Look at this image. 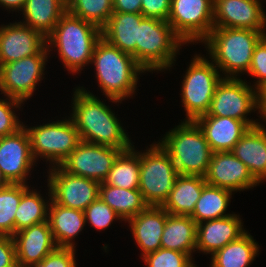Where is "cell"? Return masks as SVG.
<instances>
[{
  "mask_svg": "<svg viewBox=\"0 0 266 267\" xmlns=\"http://www.w3.org/2000/svg\"><path fill=\"white\" fill-rule=\"evenodd\" d=\"M122 151L124 150L81 141L60 166L71 174L102 183Z\"/></svg>",
  "mask_w": 266,
  "mask_h": 267,
  "instance_id": "5bb4252c",
  "label": "cell"
},
{
  "mask_svg": "<svg viewBox=\"0 0 266 267\" xmlns=\"http://www.w3.org/2000/svg\"><path fill=\"white\" fill-rule=\"evenodd\" d=\"M90 64H94L102 95L116 104L132 97L139 75L147 73L132 55L119 50L103 37L96 43Z\"/></svg>",
  "mask_w": 266,
  "mask_h": 267,
  "instance_id": "7a4b0ae2",
  "label": "cell"
},
{
  "mask_svg": "<svg viewBox=\"0 0 266 267\" xmlns=\"http://www.w3.org/2000/svg\"><path fill=\"white\" fill-rule=\"evenodd\" d=\"M28 188L29 184H10L0 188V235L15 234V213L22 194Z\"/></svg>",
  "mask_w": 266,
  "mask_h": 267,
  "instance_id": "e575fe53",
  "label": "cell"
},
{
  "mask_svg": "<svg viewBox=\"0 0 266 267\" xmlns=\"http://www.w3.org/2000/svg\"><path fill=\"white\" fill-rule=\"evenodd\" d=\"M262 0H214V28L266 31Z\"/></svg>",
  "mask_w": 266,
  "mask_h": 267,
  "instance_id": "2e32d148",
  "label": "cell"
},
{
  "mask_svg": "<svg viewBox=\"0 0 266 267\" xmlns=\"http://www.w3.org/2000/svg\"><path fill=\"white\" fill-rule=\"evenodd\" d=\"M30 138L23 126L16 133L0 137V170L10 184H26L36 166Z\"/></svg>",
  "mask_w": 266,
  "mask_h": 267,
  "instance_id": "9a60e30c",
  "label": "cell"
},
{
  "mask_svg": "<svg viewBox=\"0 0 266 267\" xmlns=\"http://www.w3.org/2000/svg\"><path fill=\"white\" fill-rule=\"evenodd\" d=\"M140 152L139 191L148 206H162L175 186V165L163 147L155 142Z\"/></svg>",
  "mask_w": 266,
  "mask_h": 267,
  "instance_id": "ba28073f",
  "label": "cell"
},
{
  "mask_svg": "<svg viewBox=\"0 0 266 267\" xmlns=\"http://www.w3.org/2000/svg\"><path fill=\"white\" fill-rule=\"evenodd\" d=\"M206 184L203 176L178 174L174 188L161 207L171 215L190 216Z\"/></svg>",
  "mask_w": 266,
  "mask_h": 267,
  "instance_id": "484cf974",
  "label": "cell"
},
{
  "mask_svg": "<svg viewBox=\"0 0 266 267\" xmlns=\"http://www.w3.org/2000/svg\"><path fill=\"white\" fill-rule=\"evenodd\" d=\"M213 6L214 0H171L167 22L185 44L202 43L214 28Z\"/></svg>",
  "mask_w": 266,
  "mask_h": 267,
  "instance_id": "8fae6325",
  "label": "cell"
},
{
  "mask_svg": "<svg viewBox=\"0 0 266 267\" xmlns=\"http://www.w3.org/2000/svg\"><path fill=\"white\" fill-rule=\"evenodd\" d=\"M72 119L81 141L128 150L133 146L114 111L83 86L72 97Z\"/></svg>",
  "mask_w": 266,
  "mask_h": 267,
  "instance_id": "6da1fadb",
  "label": "cell"
},
{
  "mask_svg": "<svg viewBox=\"0 0 266 267\" xmlns=\"http://www.w3.org/2000/svg\"><path fill=\"white\" fill-rule=\"evenodd\" d=\"M259 245L246 231L211 255L209 267H249L259 252Z\"/></svg>",
  "mask_w": 266,
  "mask_h": 267,
  "instance_id": "f1b7e54d",
  "label": "cell"
},
{
  "mask_svg": "<svg viewBox=\"0 0 266 267\" xmlns=\"http://www.w3.org/2000/svg\"><path fill=\"white\" fill-rule=\"evenodd\" d=\"M26 0H0V6L8 11H21L25 5Z\"/></svg>",
  "mask_w": 266,
  "mask_h": 267,
  "instance_id": "f6af8a7d",
  "label": "cell"
},
{
  "mask_svg": "<svg viewBox=\"0 0 266 267\" xmlns=\"http://www.w3.org/2000/svg\"><path fill=\"white\" fill-rule=\"evenodd\" d=\"M258 109L257 90L241 78H223L215 89L211 106L203 116L230 117L246 122L250 127L260 124L247 115Z\"/></svg>",
  "mask_w": 266,
  "mask_h": 267,
  "instance_id": "30bf717a",
  "label": "cell"
},
{
  "mask_svg": "<svg viewBox=\"0 0 266 267\" xmlns=\"http://www.w3.org/2000/svg\"><path fill=\"white\" fill-rule=\"evenodd\" d=\"M143 262L147 267H195L194 258L175 250L159 248L155 252L145 255Z\"/></svg>",
  "mask_w": 266,
  "mask_h": 267,
  "instance_id": "d590c367",
  "label": "cell"
},
{
  "mask_svg": "<svg viewBox=\"0 0 266 267\" xmlns=\"http://www.w3.org/2000/svg\"><path fill=\"white\" fill-rule=\"evenodd\" d=\"M46 47V37L22 22L0 25V65L38 55Z\"/></svg>",
  "mask_w": 266,
  "mask_h": 267,
  "instance_id": "e0dca14e",
  "label": "cell"
},
{
  "mask_svg": "<svg viewBox=\"0 0 266 267\" xmlns=\"http://www.w3.org/2000/svg\"><path fill=\"white\" fill-rule=\"evenodd\" d=\"M99 197L125 222L148 206L139 189H125L100 183Z\"/></svg>",
  "mask_w": 266,
  "mask_h": 267,
  "instance_id": "f546056e",
  "label": "cell"
},
{
  "mask_svg": "<svg viewBox=\"0 0 266 267\" xmlns=\"http://www.w3.org/2000/svg\"><path fill=\"white\" fill-rule=\"evenodd\" d=\"M74 248L57 247L35 267H76Z\"/></svg>",
  "mask_w": 266,
  "mask_h": 267,
  "instance_id": "ab89813d",
  "label": "cell"
},
{
  "mask_svg": "<svg viewBox=\"0 0 266 267\" xmlns=\"http://www.w3.org/2000/svg\"><path fill=\"white\" fill-rule=\"evenodd\" d=\"M21 12L20 22L47 37L67 12V0H26Z\"/></svg>",
  "mask_w": 266,
  "mask_h": 267,
  "instance_id": "4316f807",
  "label": "cell"
},
{
  "mask_svg": "<svg viewBox=\"0 0 266 267\" xmlns=\"http://www.w3.org/2000/svg\"><path fill=\"white\" fill-rule=\"evenodd\" d=\"M142 0H113V13L141 14Z\"/></svg>",
  "mask_w": 266,
  "mask_h": 267,
  "instance_id": "7bdbcfd3",
  "label": "cell"
},
{
  "mask_svg": "<svg viewBox=\"0 0 266 267\" xmlns=\"http://www.w3.org/2000/svg\"><path fill=\"white\" fill-rule=\"evenodd\" d=\"M47 47L38 55L0 65V91L5 96L22 102L33 96L36 85L45 77L49 55Z\"/></svg>",
  "mask_w": 266,
  "mask_h": 267,
  "instance_id": "7c38bea8",
  "label": "cell"
},
{
  "mask_svg": "<svg viewBox=\"0 0 266 267\" xmlns=\"http://www.w3.org/2000/svg\"><path fill=\"white\" fill-rule=\"evenodd\" d=\"M167 211L161 206H147L127 222L141 256L161 248V237L166 224Z\"/></svg>",
  "mask_w": 266,
  "mask_h": 267,
  "instance_id": "44dd1931",
  "label": "cell"
},
{
  "mask_svg": "<svg viewBox=\"0 0 266 267\" xmlns=\"http://www.w3.org/2000/svg\"><path fill=\"white\" fill-rule=\"evenodd\" d=\"M0 99V137L16 133L24 125L13 109L21 108L24 102L5 96Z\"/></svg>",
  "mask_w": 266,
  "mask_h": 267,
  "instance_id": "74e56055",
  "label": "cell"
},
{
  "mask_svg": "<svg viewBox=\"0 0 266 267\" xmlns=\"http://www.w3.org/2000/svg\"><path fill=\"white\" fill-rule=\"evenodd\" d=\"M232 191L206 184L190 217L198 224L202 221L220 219L231 214L226 211L231 202Z\"/></svg>",
  "mask_w": 266,
  "mask_h": 267,
  "instance_id": "4dcf8cb0",
  "label": "cell"
},
{
  "mask_svg": "<svg viewBox=\"0 0 266 267\" xmlns=\"http://www.w3.org/2000/svg\"><path fill=\"white\" fill-rule=\"evenodd\" d=\"M248 74L257 79L255 84L251 85L256 90L266 83V35L260 39L254 48Z\"/></svg>",
  "mask_w": 266,
  "mask_h": 267,
  "instance_id": "f35d334b",
  "label": "cell"
},
{
  "mask_svg": "<svg viewBox=\"0 0 266 267\" xmlns=\"http://www.w3.org/2000/svg\"><path fill=\"white\" fill-rule=\"evenodd\" d=\"M195 122L203 131L212 152L232 151L250 126L230 117L200 116Z\"/></svg>",
  "mask_w": 266,
  "mask_h": 267,
  "instance_id": "7402d4cb",
  "label": "cell"
},
{
  "mask_svg": "<svg viewBox=\"0 0 266 267\" xmlns=\"http://www.w3.org/2000/svg\"><path fill=\"white\" fill-rule=\"evenodd\" d=\"M135 149L133 145L117 156L102 184L125 189H139L140 152Z\"/></svg>",
  "mask_w": 266,
  "mask_h": 267,
  "instance_id": "1f68e13d",
  "label": "cell"
},
{
  "mask_svg": "<svg viewBox=\"0 0 266 267\" xmlns=\"http://www.w3.org/2000/svg\"><path fill=\"white\" fill-rule=\"evenodd\" d=\"M204 178L208 185L232 192L252 189L259 185L247 166L231 151L214 152Z\"/></svg>",
  "mask_w": 266,
  "mask_h": 267,
  "instance_id": "ac0fdd59",
  "label": "cell"
},
{
  "mask_svg": "<svg viewBox=\"0 0 266 267\" xmlns=\"http://www.w3.org/2000/svg\"><path fill=\"white\" fill-rule=\"evenodd\" d=\"M257 99H258V112L260 114V120L266 123V83L257 90Z\"/></svg>",
  "mask_w": 266,
  "mask_h": 267,
  "instance_id": "ee69618b",
  "label": "cell"
},
{
  "mask_svg": "<svg viewBox=\"0 0 266 267\" xmlns=\"http://www.w3.org/2000/svg\"><path fill=\"white\" fill-rule=\"evenodd\" d=\"M49 200L30 187L22 194L15 213V233L19 230L48 221V208L51 201V191L48 189ZM46 201V202H45Z\"/></svg>",
  "mask_w": 266,
  "mask_h": 267,
  "instance_id": "d6a6232c",
  "label": "cell"
},
{
  "mask_svg": "<svg viewBox=\"0 0 266 267\" xmlns=\"http://www.w3.org/2000/svg\"><path fill=\"white\" fill-rule=\"evenodd\" d=\"M266 31L237 28H213L202 42L209 58L224 78H239L248 73L256 44Z\"/></svg>",
  "mask_w": 266,
  "mask_h": 267,
  "instance_id": "277c9868",
  "label": "cell"
},
{
  "mask_svg": "<svg viewBox=\"0 0 266 267\" xmlns=\"http://www.w3.org/2000/svg\"><path fill=\"white\" fill-rule=\"evenodd\" d=\"M10 185V183L6 180L5 176L3 175L2 171L0 170V188H4Z\"/></svg>",
  "mask_w": 266,
  "mask_h": 267,
  "instance_id": "bcb514c9",
  "label": "cell"
},
{
  "mask_svg": "<svg viewBox=\"0 0 266 267\" xmlns=\"http://www.w3.org/2000/svg\"><path fill=\"white\" fill-rule=\"evenodd\" d=\"M47 173L51 199L63 207L84 211L99 197L96 180L71 174L60 165L50 167Z\"/></svg>",
  "mask_w": 266,
  "mask_h": 267,
  "instance_id": "4fadbf2b",
  "label": "cell"
},
{
  "mask_svg": "<svg viewBox=\"0 0 266 267\" xmlns=\"http://www.w3.org/2000/svg\"><path fill=\"white\" fill-rule=\"evenodd\" d=\"M30 138L31 152L35 161L46 159L51 165H61L81 142L72 119L57 120L29 127L23 125Z\"/></svg>",
  "mask_w": 266,
  "mask_h": 267,
  "instance_id": "9c48e42d",
  "label": "cell"
},
{
  "mask_svg": "<svg viewBox=\"0 0 266 267\" xmlns=\"http://www.w3.org/2000/svg\"><path fill=\"white\" fill-rule=\"evenodd\" d=\"M145 17L137 13H113L101 29L102 37L119 50L136 60L138 28Z\"/></svg>",
  "mask_w": 266,
  "mask_h": 267,
  "instance_id": "d4e9b609",
  "label": "cell"
},
{
  "mask_svg": "<svg viewBox=\"0 0 266 267\" xmlns=\"http://www.w3.org/2000/svg\"><path fill=\"white\" fill-rule=\"evenodd\" d=\"M67 12L102 29L113 14V0H67Z\"/></svg>",
  "mask_w": 266,
  "mask_h": 267,
  "instance_id": "836d02e7",
  "label": "cell"
},
{
  "mask_svg": "<svg viewBox=\"0 0 266 267\" xmlns=\"http://www.w3.org/2000/svg\"><path fill=\"white\" fill-rule=\"evenodd\" d=\"M48 222L57 246L75 249L74 239L86 225L84 211L63 207L51 199Z\"/></svg>",
  "mask_w": 266,
  "mask_h": 267,
  "instance_id": "cb8c5ba5",
  "label": "cell"
},
{
  "mask_svg": "<svg viewBox=\"0 0 266 267\" xmlns=\"http://www.w3.org/2000/svg\"><path fill=\"white\" fill-rule=\"evenodd\" d=\"M86 224H91L99 231L108 229L114 220L123 221L122 218L100 197L93 201L85 210Z\"/></svg>",
  "mask_w": 266,
  "mask_h": 267,
  "instance_id": "8d00e7d4",
  "label": "cell"
},
{
  "mask_svg": "<svg viewBox=\"0 0 266 267\" xmlns=\"http://www.w3.org/2000/svg\"><path fill=\"white\" fill-rule=\"evenodd\" d=\"M158 143L171 157L178 174L206 175L213 152L195 121H181Z\"/></svg>",
  "mask_w": 266,
  "mask_h": 267,
  "instance_id": "5b68a950",
  "label": "cell"
},
{
  "mask_svg": "<svg viewBox=\"0 0 266 267\" xmlns=\"http://www.w3.org/2000/svg\"><path fill=\"white\" fill-rule=\"evenodd\" d=\"M171 0H142L141 14L145 18L168 21Z\"/></svg>",
  "mask_w": 266,
  "mask_h": 267,
  "instance_id": "60d3db41",
  "label": "cell"
},
{
  "mask_svg": "<svg viewBox=\"0 0 266 267\" xmlns=\"http://www.w3.org/2000/svg\"><path fill=\"white\" fill-rule=\"evenodd\" d=\"M183 76L181 101L186 111L184 121H195L208 113L217 85L224 77L211 60L196 54Z\"/></svg>",
  "mask_w": 266,
  "mask_h": 267,
  "instance_id": "52a82bcc",
  "label": "cell"
},
{
  "mask_svg": "<svg viewBox=\"0 0 266 267\" xmlns=\"http://www.w3.org/2000/svg\"><path fill=\"white\" fill-rule=\"evenodd\" d=\"M248 168L260 184L266 180V128L264 124L250 127L231 151Z\"/></svg>",
  "mask_w": 266,
  "mask_h": 267,
  "instance_id": "603a6c76",
  "label": "cell"
},
{
  "mask_svg": "<svg viewBox=\"0 0 266 267\" xmlns=\"http://www.w3.org/2000/svg\"><path fill=\"white\" fill-rule=\"evenodd\" d=\"M197 223L190 216L167 212L161 237V248L183 252L191 257L196 252Z\"/></svg>",
  "mask_w": 266,
  "mask_h": 267,
  "instance_id": "83f0119b",
  "label": "cell"
},
{
  "mask_svg": "<svg viewBox=\"0 0 266 267\" xmlns=\"http://www.w3.org/2000/svg\"><path fill=\"white\" fill-rule=\"evenodd\" d=\"M182 45L186 44L168 22L144 18L138 28L136 62L146 72L170 70Z\"/></svg>",
  "mask_w": 266,
  "mask_h": 267,
  "instance_id": "8992f818",
  "label": "cell"
},
{
  "mask_svg": "<svg viewBox=\"0 0 266 267\" xmlns=\"http://www.w3.org/2000/svg\"><path fill=\"white\" fill-rule=\"evenodd\" d=\"M242 224L240 216L235 213L224 218L198 223L196 251L213 255L246 232Z\"/></svg>",
  "mask_w": 266,
  "mask_h": 267,
  "instance_id": "ffe728a7",
  "label": "cell"
},
{
  "mask_svg": "<svg viewBox=\"0 0 266 267\" xmlns=\"http://www.w3.org/2000/svg\"><path fill=\"white\" fill-rule=\"evenodd\" d=\"M12 237L18 267H35L58 247L48 221L23 228Z\"/></svg>",
  "mask_w": 266,
  "mask_h": 267,
  "instance_id": "d6986e66",
  "label": "cell"
},
{
  "mask_svg": "<svg viewBox=\"0 0 266 267\" xmlns=\"http://www.w3.org/2000/svg\"><path fill=\"white\" fill-rule=\"evenodd\" d=\"M0 267H18L12 236L0 235Z\"/></svg>",
  "mask_w": 266,
  "mask_h": 267,
  "instance_id": "b9f144b4",
  "label": "cell"
},
{
  "mask_svg": "<svg viewBox=\"0 0 266 267\" xmlns=\"http://www.w3.org/2000/svg\"><path fill=\"white\" fill-rule=\"evenodd\" d=\"M101 37L102 31L98 26L66 12L46 37L47 49L50 52L53 46L57 48L64 68L78 74L91 63L94 48Z\"/></svg>",
  "mask_w": 266,
  "mask_h": 267,
  "instance_id": "3957f363",
  "label": "cell"
}]
</instances>
